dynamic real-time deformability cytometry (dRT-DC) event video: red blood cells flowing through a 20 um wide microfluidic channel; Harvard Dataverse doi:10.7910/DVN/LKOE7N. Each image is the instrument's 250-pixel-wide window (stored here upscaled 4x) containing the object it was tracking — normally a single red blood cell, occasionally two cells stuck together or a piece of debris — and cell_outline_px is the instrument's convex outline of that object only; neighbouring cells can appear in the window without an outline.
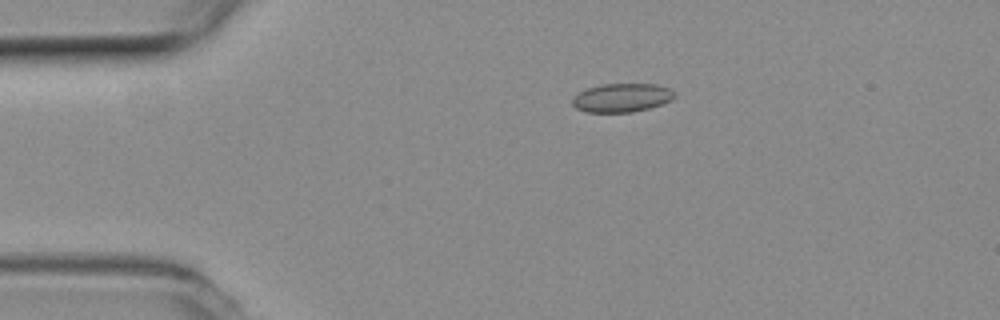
{"species": "common noctule bat (a hibernating species)", "species_latin": "Nyctalus noctula", "temperature_condition": "room temperature", "stored_images_in_passage": 4, "camera_frame_rate_fps": 3000, "um_per_image_px": 0.085, "animal": {"sex": "female", "body_mass_g": 19.3, "forearm_length_mm": 54.1}, "frame": {"image": 1, "passage_image": 4, "time_ms": 1.0, "image_size_px": [1000, 320], "cell_outline_px": [[676, 96], [672, 100], [648, 108], [632, 112], [588, 112], [576, 108], [572, 104], [572, 96], [588, 88], [604, 84], [656, 84], [668, 88], [676, 92]], "centroid_in_image_um": [52.86, 8.3], "position_along_channel_um": 32.1, "area_um2": 16.99}}